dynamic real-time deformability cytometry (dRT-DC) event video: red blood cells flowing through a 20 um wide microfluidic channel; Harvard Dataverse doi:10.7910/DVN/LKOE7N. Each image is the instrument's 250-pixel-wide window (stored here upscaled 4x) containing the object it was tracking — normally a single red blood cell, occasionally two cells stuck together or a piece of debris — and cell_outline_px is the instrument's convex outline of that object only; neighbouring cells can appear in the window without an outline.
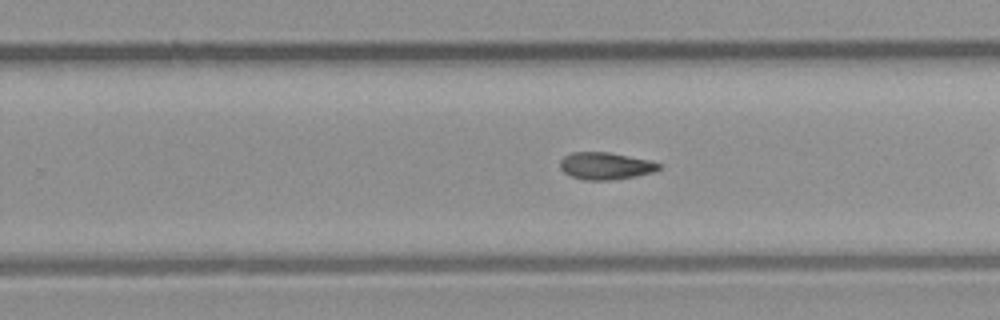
{"species": "common noctule bat (a hibernating species)", "species_latin": "Nyctalus noctula", "temperature_condition": "room temperature", "stored_images_in_passage": 25, "camera_frame_rate_fps": 3000, "um_per_image_px": 0.085, "animal": {"sex": "male", "body_mass_g": 23.1, "forearm_length_mm": 52.7}, "frame": {"image": 1, "passage_image": 18, "time_ms": 5.667, "image_size_px": [1000, 320], "cell_outline_px": [[660, 168], [652, 172], [636, 176], [612, 180], [584, 180], [572, 176], [564, 172], [560, 168], [560, 160], [564, 156], [572, 152], [608, 152], [648, 160], [660, 164]], "centroid_in_image_um": [51.43, 14.1], "position_along_channel_um": 278.4, "area_um2": 15.49}}